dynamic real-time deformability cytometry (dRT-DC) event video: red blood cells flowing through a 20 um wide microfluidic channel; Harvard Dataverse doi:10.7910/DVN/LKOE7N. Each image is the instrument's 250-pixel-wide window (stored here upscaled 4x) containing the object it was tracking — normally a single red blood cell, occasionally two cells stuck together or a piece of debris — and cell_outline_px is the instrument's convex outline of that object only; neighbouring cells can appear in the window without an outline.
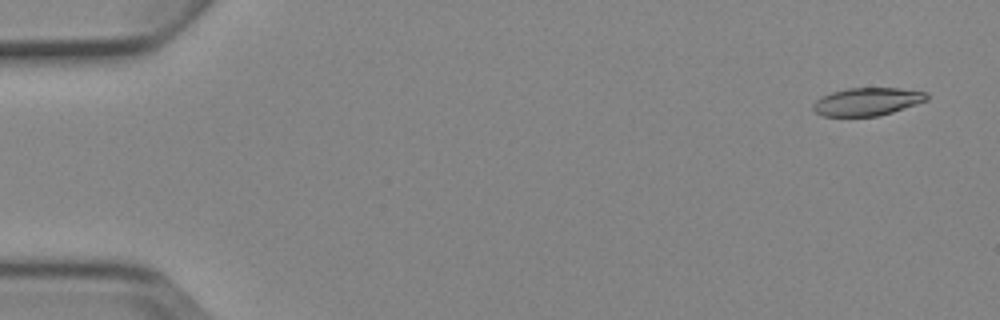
{"species": "Egyptian fruit bat (a non-hibernating species)", "species_latin": "Rousettus aegyptiacus", "temperature_condition": "cold", "stored_images_in_passage": 6, "camera_frame_rate_fps": 3000, "um_per_image_px": 0.085, "animal": {"sex": "female"}, "frame": {"image": 1, "passage_image": 1, "time_ms": 0.0, "image_size_px": [1000, 320], "cell_outline_px": [[928, 100], [892, 112], [876, 116], [824, 116], [816, 112], [812, 108], [812, 104], [820, 96], [832, 92], [848, 88], [900, 88], [928, 92]], "centroid_in_image_um": [73.71, 8.63], "position_along_channel_um": 11.3, "area_um2": 18.5}}
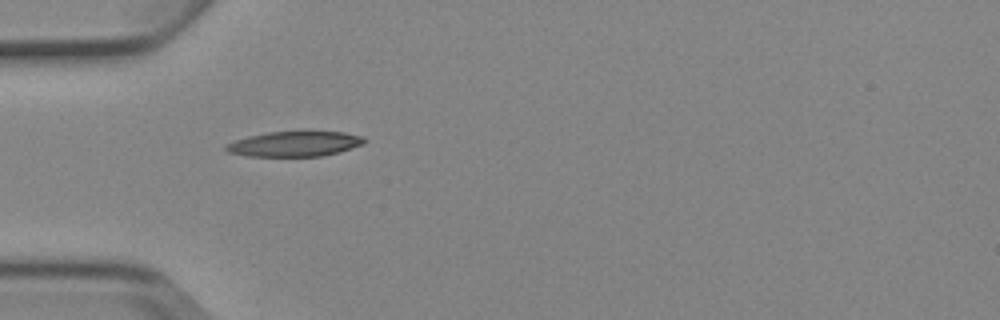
{"frame": {"image": 2, "passage_image": 5, "time_ms": 4.667, "image_size_px": [1000, 320], "cell_outline_px": [[368, 140], [364, 144], [340, 152], [320, 156], [248, 156], [228, 152], [224, 148], [224, 144], [248, 136], [268, 132], [304, 128], [344, 132], [364, 136]], "centroid_in_image_um": [25.11, 12.17], "position_along_channel_um": 59.9, "area_um2": 21.39}}
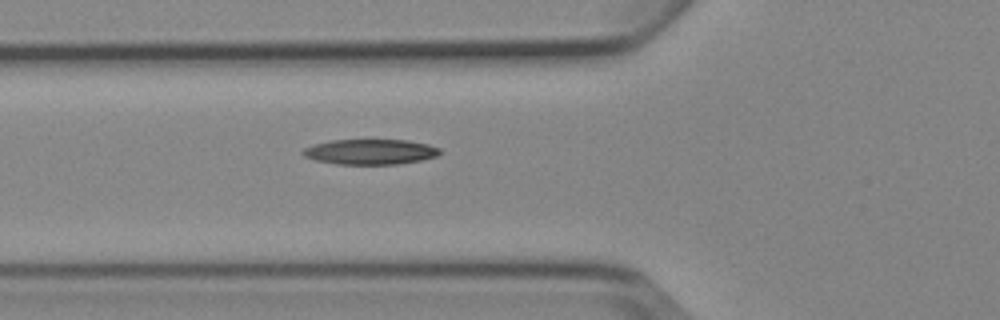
{"frame": {"image": 3, "passage_image": 6, "time_ms": 5.667, "image_size_px": [1000, 320], "cell_outline_px": [[440, 156], [400, 164], [336, 164], [316, 160], [304, 156], [300, 152], [304, 148], [312, 144], [332, 140], [408, 140], [428, 144], [440, 148]], "centroid_in_image_um": [31.48, 12.9], "position_along_channel_um": 94.3, "area_um2": 20.29}}